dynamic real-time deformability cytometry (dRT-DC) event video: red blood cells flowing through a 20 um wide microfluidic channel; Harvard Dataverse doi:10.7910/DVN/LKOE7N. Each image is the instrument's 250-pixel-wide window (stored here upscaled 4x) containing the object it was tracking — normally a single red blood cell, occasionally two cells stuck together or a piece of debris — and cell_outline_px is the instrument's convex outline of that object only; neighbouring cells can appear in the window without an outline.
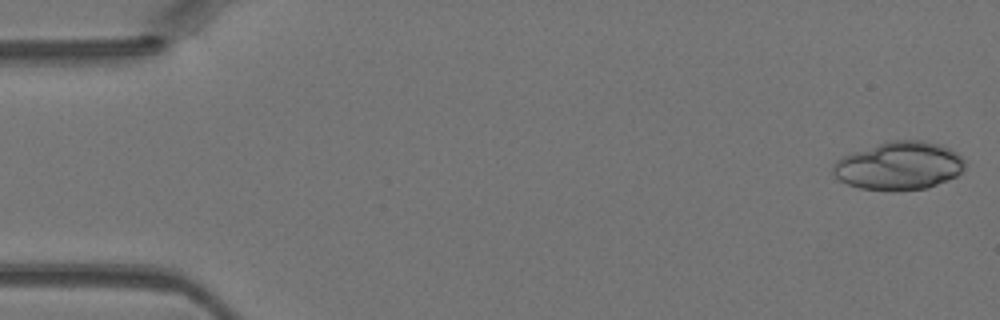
{"species": "Egyptian fruit bat (a non-hibernating species)", "species_latin": "Rousettus aegyptiacus", "temperature_condition": "warm", "stored_images_in_passage": 44, "segment_of_instrument_passage": [1, 2], "camera_frame_rate_fps": 3000, "um_per_image_px": 0.085, "animal": {"sex": "female"}, "frame": {"image": 1, "passage_image": 1, "time_ms": 0.0, "image_size_px": [1000, 320], "cell_outline_px": [[964, 168], [956, 176], [928, 188], [860, 188], [848, 184], [832, 176], [832, 168], [836, 160], [852, 152], [892, 140], [920, 140], [940, 144], [956, 152], [964, 160]], "centroid_in_image_um": [76.41, 14.06], "position_along_channel_um": 8.6, "area_um2": 36.13}}